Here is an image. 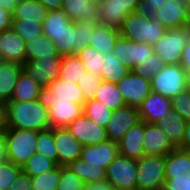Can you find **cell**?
I'll return each instance as SVG.
<instances>
[{"mask_svg":"<svg viewBox=\"0 0 190 190\" xmlns=\"http://www.w3.org/2000/svg\"><path fill=\"white\" fill-rule=\"evenodd\" d=\"M26 61L35 60L40 57H62L51 39L46 36H37L25 42Z\"/></svg>","mask_w":190,"mask_h":190,"instance_id":"f1b7e54d","label":"cell"},{"mask_svg":"<svg viewBox=\"0 0 190 190\" xmlns=\"http://www.w3.org/2000/svg\"><path fill=\"white\" fill-rule=\"evenodd\" d=\"M93 23L73 22L65 25L60 32H43L55 45L61 56L74 55L90 45Z\"/></svg>","mask_w":190,"mask_h":190,"instance_id":"3957f363","label":"cell"},{"mask_svg":"<svg viewBox=\"0 0 190 190\" xmlns=\"http://www.w3.org/2000/svg\"><path fill=\"white\" fill-rule=\"evenodd\" d=\"M7 128L43 131L51 128L48 109L39 100L9 101Z\"/></svg>","mask_w":190,"mask_h":190,"instance_id":"7a4b0ae2","label":"cell"},{"mask_svg":"<svg viewBox=\"0 0 190 190\" xmlns=\"http://www.w3.org/2000/svg\"><path fill=\"white\" fill-rule=\"evenodd\" d=\"M49 11L62 10L63 0H38Z\"/></svg>","mask_w":190,"mask_h":190,"instance_id":"6f0895ef","label":"cell"},{"mask_svg":"<svg viewBox=\"0 0 190 190\" xmlns=\"http://www.w3.org/2000/svg\"><path fill=\"white\" fill-rule=\"evenodd\" d=\"M49 10L38 0L18 2L12 13V19L43 23Z\"/></svg>","mask_w":190,"mask_h":190,"instance_id":"83f0119b","label":"cell"},{"mask_svg":"<svg viewBox=\"0 0 190 190\" xmlns=\"http://www.w3.org/2000/svg\"><path fill=\"white\" fill-rule=\"evenodd\" d=\"M103 65L101 78L104 81L119 82L130 71L114 54L109 51L103 54Z\"/></svg>","mask_w":190,"mask_h":190,"instance_id":"d6a6232c","label":"cell"},{"mask_svg":"<svg viewBox=\"0 0 190 190\" xmlns=\"http://www.w3.org/2000/svg\"><path fill=\"white\" fill-rule=\"evenodd\" d=\"M9 190H33L31 176L22 171Z\"/></svg>","mask_w":190,"mask_h":190,"instance_id":"681fc988","label":"cell"},{"mask_svg":"<svg viewBox=\"0 0 190 190\" xmlns=\"http://www.w3.org/2000/svg\"><path fill=\"white\" fill-rule=\"evenodd\" d=\"M116 84L126 105L131 107L138 108L152 92L151 81L135 74L132 70Z\"/></svg>","mask_w":190,"mask_h":190,"instance_id":"7c38bea8","label":"cell"},{"mask_svg":"<svg viewBox=\"0 0 190 190\" xmlns=\"http://www.w3.org/2000/svg\"><path fill=\"white\" fill-rule=\"evenodd\" d=\"M61 178V165L37 176H31L33 190H57Z\"/></svg>","mask_w":190,"mask_h":190,"instance_id":"74e56055","label":"cell"},{"mask_svg":"<svg viewBox=\"0 0 190 190\" xmlns=\"http://www.w3.org/2000/svg\"><path fill=\"white\" fill-rule=\"evenodd\" d=\"M41 88L42 87L23 70L14 87L10 101L22 102L37 100Z\"/></svg>","mask_w":190,"mask_h":190,"instance_id":"f546056e","label":"cell"},{"mask_svg":"<svg viewBox=\"0 0 190 190\" xmlns=\"http://www.w3.org/2000/svg\"><path fill=\"white\" fill-rule=\"evenodd\" d=\"M140 122L137 107L124 106L113 111L106 127L107 138L118 143L126 132Z\"/></svg>","mask_w":190,"mask_h":190,"instance_id":"2e32d148","label":"cell"},{"mask_svg":"<svg viewBox=\"0 0 190 190\" xmlns=\"http://www.w3.org/2000/svg\"><path fill=\"white\" fill-rule=\"evenodd\" d=\"M22 172V167L6 161L0 164V190H9Z\"/></svg>","mask_w":190,"mask_h":190,"instance_id":"ee69618b","label":"cell"},{"mask_svg":"<svg viewBox=\"0 0 190 190\" xmlns=\"http://www.w3.org/2000/svg\"><path fill=\"white\" fill-rule=\"evenodd\" d=\"M155 17L166 29L189 26L190 7L182 0H166L161 7L156 9Z\"/></svg>","mask_w":190,"mask_h":190,"instance_id":"9a60e30c","label":"cell"},{"mask_svg":"<svg viewBox=\"0 0 190 190\" xmlns=\"http://www.w3.org/2000/svg\"><path fill=\"white\" fill-rule=\"evenodd\" d=\"M164 67L165 63L157 54L154 53L146 61L135 65L132 71L144 79L151 81L152 78Z\"/></svg>","mask_w":190,"mask_h":190,"instance_id":"60d3db41","label":"cell"},{"mask_svg":"<svg viewBox=\"0 0 190 190\" xmlns=\"http://www.w3.org/2000/svg\"><path fill=\"white\" fill-rule=\"evenodd\" d=\"M165 156L144 155L137 160V190H163Z\"/></svg>","mask_w":190,"mask_h":190,"instance_id":"52a82bcc","label":"cell"},{"mask_svg":"<svg viewBox=\"0 0 190 190\" xmlns=\"http://www.w3.org/2000/svg\"><path fill=\"white\" fill-rule=\"evenodd\" d=\"M151 90L167 98L187 90L185 70L180 64L165 65L151 80Z\"/></svg>","mask_w":190,"mask_h":190,"instance_id":"ba28073f","label":"cell"},{"mask_svg":"<svg viewBox=\"0 0 190 190\" xmlns=\"http://www.w3.org/2000/svg\"><path fill=\"white\" fill-rule=\"evenodd\" d=\"M180 65L184 70H190V39L182 51Z\"/></svg>","mask_w":190,"mask_h":190,"instance_id":"f5cc1de1","label":"cell"},{"mask_svg":"<svg viewBox=\"0 0 190 190\" xmlns=\"http://www.w3.org/2000/svg\"><path fill=\"white\" fill-rule=\"evenodd\" d=\"M166 30L158 18H148L138 11L128 14L119 28L121 37L149 45L155 44L165 34Z\"/></svg>","mask_w":190,"mask_h":190,"instance_id":"277c9868","label":"cell"},{"mask_svg":"<svg viewBox=\"0 0 190 190\" xmlns=\"http://www.w3.org/2000/svg\"><path fill=\"white\" fill-rule=\"evenodd\" d=\"M83 113L93 122L106 128L113 111L99 100L93 98L84 103Z\"/></svg>","mask_w":190,"mask_h":190,"instance_id":"e575fe53","label":"cell"},{"mask_svg":"<svg viewBox=\"0 0 190 190\" xmlns=\"http://www.w3.org/2000/svg\"><path fill=\"white\" fill-rule=\"evenodd\" d=\"M178 148L190 151V120L186 122L183 139Z\"/></svg>","mask_w":190,"mask_h":190,"instance_id":"9f6ffc18","label":"cell"},{"mask_svg":"<svg viewBox=\"0 0 190 190\" xmlns=\"http://www.w3.org/2000/svg\"><path fill=\"white\" fill-rule=\"evenodd\" d=\"M96 5H98L99 7L107 0H92Z\"/></svg>","mask_w":190,"mask_h":190,"instance_id":"94428289","label":"cell"},{"mask_svg":"<svg viewBox=\"0 0 190 190\" xmlns=\"http://www.w3.org/2000/svg\"><path fill=\"white\" fill-rule=\"evenodd\" d=\"M163 190H190V174L174 177V180H165Z\"/></svg>","mask_w":190,"mask_h":190,"instance_id":"7dc6e473","label":"cell"},{"mask_svg":"<svg viewBox=\"0 0 190 190\" xmlns=\"http://www.w3.org/2000/svg\"><path fill=\"white\" fill-rule=\"evenodd\" d=\"M144 122L140 121L131 127L118 142L119 154L139 160L145 155L143 147Z\"/></svg>","mask_w":190,"mask_h":190,"instance_id":"603a6c76","label":"cell"},{"mask_svg":"<svg viewBox=\"0 0 190 190\" xmlns=\"http://www.w3.org/2000/svg\"><path fill=\"white\" fill-rule=\"evenodd\" d=\"M18 3L17 0H0V6L8 11L13 13L15 5Z\"/></svg>","mask_w":190,"mask_h":190,"instance_id":"680465c9","label":"cell"},{"mask_svg":"<svg viewBox=\"0 0 190 190\" xmlns=\"http://www.w3.org/2000/svg\"><path fill=\"white\" fill-rule=\"evenodd\" d=\"M54 142L58 153V165L67 166L80 158L83 144L66 127L54 128Z\"/></svg>","mask_w":190,"mask_h":190,"instance_id":"e0dca14e","label":"cell"},{"mask_svg":"<svg viewBox=\"0 0 190 190\" xmlns=\"http://www.w3.org/2000/svg\"><path fill=\"white\" fill-rule=\"evenodd\" d=\"M57 164L46 156L36 153L22 166V171L30 176H37L55 168Z\"/></svg>","mask_w":190,"mask_h":190,"instance_id":"ab89813d","label":"cell"},{"mask_svg":"<svg viewBox=\"0 0 190 190\" xmlns=\"http://www.w3.org/2000/svg\"><path fill=\"white\" fill-rule=\"evenodd\" d=\"M102 80L103 79L101 78V76L97 74L84 72L83 78L81 79V81L77 82V85L82 91L85 102L94 98L95 93L101 85Z\"/></svg>","mask_w":190,"mask_h":190,"instance_id":"7bdbcfd3","label":"cell"},{"mask_svg":"<svg viewBox=\"0 0 190 190\" xmlns=\"http://www.w3.org/2000/svg\"><path fill=\"white\" fill-rule=\"evenodd\" d=\"M118 155V143L108 139L97 145L83 146L80 157L85 162L107 169Z\"/></svg>","mask_w":190,"mask_h":190,"instance_id":"d6986e66","label":"cell"},{"mask_svg":"<svg viewBox=\"0 0 190 190\" xmlns=\"http://www.w3.org/2000/svg\"><path fill=\"white\" fill-rule=\"evenodd\" d=\"M18 2L30 1V0H17Z\"/></svg>","mask_w":190,"mask_h":190,"instance_id":"be15d7a7","label":"cell"},{"mask_svg":"<svg viewBox=\"0 0 190 190\" xmlns=\"http://www.w3.org/2000/svg\"><path fill=\"white\" fill-rule=\"evenodd\" d=\"M172 108L171 99L152 91L138 107L140 121L155 124Z\"/></svg>","mask_w":190,"mask_h":190,"instance_id":"ffe728a7","label":"cell"},{"mask_svg":"<svg viewBox=\"0 0 190 190\" xmlns=\"http://www.w3.org/2000/svg\"><path fill=\"white\" fill-rule=\"evenodd\" d=\"M12 23V13L4 10L0 6V33L3 32L5 29L11 27Z\"/></svg>","mask_w":190,"mask_h":190,"instance_id":"f907efd6","label":"cell"},{"mask_svg":"<svg viewBox=\"0 0 190 190\" xmlns=\"http://www.w3.org/2000/svg\"><path fill=\"white\" fill-rule=\"evenodd\" d=\"M190 174V151L174 148L165 156V180Z\"/></svg>","mask_w":190,"mask_h":190,"instance_id":"484cf974","label":"cell"},{"mask_svg":"<svg viewBox=\"0 0 190 190\" xmlns=\"http://www.w3.org/2000/svg\"><path fill=\"white\" fill-rule=\"evenodd\" d=\"M76 55L82 61L87 72L102 75L103 54L91 45H87L84 49L79 51Z\"/></svg>","mask_w":190,"mask_h":190,"instance_id":"8d00e7d4","label":"cell"},{"mask_svg":"<svg viewBox=\"0 0 190 190\" xmlns=\"http://www.w3.org/2000/svg\"><path fill=\"white\" fill-rule=\"evenodd\" d=\"M190 39V28L167 29L165 34L153 44V51L165 65L180 64L182 51Z\"/></svg>","mask_w":190,"mask_h":190,"instance_id":"8992f818","label":"cell"},{"mask_svg":"<svg viewBox=\"0 0 190 190\" xmlns=\"http://www.w3.org/2000/svg\"><path fill=\"white\" fill-rule=\"evenodd\" d=\"M186 122L180 114L171 108L168 114L164 115L155 124L161 127L172 145L177 148L181 145Z\"/></svg>","mask_w":190,"mask_h":190,"instance_id":"d4e9b609","label":"cell"},{"mask_svg":"<svg viewBox=\"0 0 190 190\" xmlns=\"http://www.w3.org/2000/svg\"><path fill=\"white\" fill-rule=\"evenodd\" d=\"M120 31L118 28L93 23L90 45L102 54L113 51Z\"/></svg>","mask_w":190,"mask_h":190,"instance_id":"4316f807","label":"cell"},{"mask_svg":"<svg viewBox=\"0 0 190 190\" xmlns=\"http://www.w3.org/2000/svg\"><path fill=\"white\" fill-rule=\"evenodd\" d=\"M185 80L187 90H190V70H185Z\"/></svg>","mask_w":190,"mask_h":190,"instance_id":"91938a15","label":"cell"},{"mask_svg":"<svg viewBox=\"0 0 190 190\" xmlns=\"http://www.w3.org/2000/svg\"><path fill=\"white\" fill-rule=\"evenodd\" d=\"M171 106L184 120H190V90H185L171 99Z\"/></svg>","mask_w":190,"mask_h":190,"instance_id":"bcb514c9","label":"cell"},{"mask_svg":"<svg viewBox=\"0 0 190 190\" xmlns=\"http://www.w3.org/2000/svg\"><path fill=\"white\" fill-rule=\"evenodd\" d=\"M36 152L46 156L58 165V153L54 142V128L38 131Z\"/></svg>","mask_w":190,"mask_h":190,"instance_id":"d590c367","label":"cell"},{"mask_svg":"<svg viewBox=\"0 0 190 190\" xmlns=\"http://www.w3.org/2000/svg\"><path fill=\"white\" fill-rule=\"evenodd\" d=\"M61 59L62 57H40L25 61L23 67L27 74L44 88L60 77Z\"/></svg>","mask_w":190,"mask_h":190,"instance_id":"4fadbf2b","label":"cell"},{"mask_svg":"<svg viewBox=\"0 0 190 190\" xmlns=\"http://www.w3.org/2000/svg\"><path fill=\"white\" fill-rule=\"evenodd\" d=\"M143 147L145 155L166 156L175 147L156 124L144 122Z\"/></svg>","mask_w":190,"mask_h":190,"instance_id":"44dd1931","label":"cell"},{"mask_svg":"<svg viewBox=\"0 0 190 190\" xmlns=\"http://www.w3.org/2000/svg\"><path fill=\"white\" fill-rule=\"evenodd\" d=\"M67 167L80 177L85 184L106 180L105 168L85 162L81 157L71 162Z\"/></svg>","mask_w":190,"mask_h":190,"instance_id":"1f68e13d","label":"cell"},{"mask_svg":"<svg viewBox=\"0 0 190 190\" xmlns=\"http://www.w3.org/2000/svg\"><path fill=\"white\" fill-rule=\"evenodd\" d=\"M85 190H115L107 180L85 184Z\"/></svg>","mask_w":190,"mask_h":190,"instance_id":"816d5d0a","label":"cell"},{"mask_svg":"<svg viewBox=\"0 0 190 190\" xmlns=\"http://www.w3.org/2000/svg\"><path fill=\"white\" fill-rule=\"evenodd\" d=\"M94 99L99 100L112 111L126 106L124 98L120 93L117 84L102 80L101 85L95 93Z\"/></svg>","mask_w":190,"mask_h":190,"instance_id":"4dcf8cb0","label":"cell"},{"mask_svg":"<svg viewBox=\"0 0 190 190\" xmlns=\"http://www.w3.org/2000/svg\"><path fill=\"white\" fill-rule=\"evenodd\" d=\"M165 1L166 0H141L137 11L148 18L155 17L156 9L161 7Z\"/></svg>","mask_w":190,"mask_h":190,"instance_id":"c3c4849f","label":"cell"},{"mask_svg":"<svg viewBox=\"0 0 190 190\" xmlns=\"http://www.w3.org/2000/svg\"><path fill=\"white\" fill-rule=\"evenodd\" d=\"M106 180L115 190H137V160L119 154L106 169Z\"/></svg>","mask_w":190,"mask_h":190,"instance_id":"9c48e42d","label":"cell"},{"mask_svg":"<svg viewBox=\"0 0 190 190\" xmlns=\"http://www.w3.org/2000/svg\"><path fill=\"white\" fill-rule=\"evenodd\" d=\"M141 0H107L99 7L98 24L120 28L130 13L137 12Z\"/></svg>","mask_w":190,"mask_h":190,"instance_id":"30bf717a","label":"cell"},{"mask_svg":"<svg viewBox=\"0 0 190 190\" xmlns=\"http://www.w3.org/2000/svg\"><path fill=\"white\" fill-rule=\"evenodd\" d=\"M38 100L48 109L51 128L67 127L83 114L85 101L80 87L60 77L40 89Z\"/></svg>","mask_w":190,"mask_h":190,"instance_id":"6da1fadb","label":"cell"},{"mask_svg":"<svg viewBox=\"0 0 190 190\" xmlns=\"http://www.w3.org/2000/svg\"><path fill=\"white\" fill-rule=\"evenodd\" d=\"M0 60L24 65L26 61L25 41L12 27L0 33Z\"/></svg>","mask_w":190,"mask_h":190,"instance_id":"ac0fdd59","label":"cell"},{"mask_svg":"<svg viewBox=\"0 0 190 190\" xmlns=\"http://www.w3.org/2000/svg\"><path fill=\"white\" fill-rule=\"evenodd\" d=\"M85 183L67 166H61V178L57 190H84Z\"/></svg>","mask_w":190,"mask_h":190,"instance_id":"f6af8a7d","label":"cell"},{"mask_svg":"<svg viewBox=\"0 0 190 190\" xmlns=\"http://www.w3.org/2000/svg\"><path fill=\"white\" fill-rule=\"evenodd\" d=\"M4 137L7 146V158L11 163L23 166L36 154L38 131L6 128Z\"/></svg>","mask_w":190,"mask_h":190,"instance_id":"5b68a950","label":"cell"},{"mask_svg":"<svg viewBox=\"0 0 190 190\" xmlns=\"http://www.w3.org/2000/svg\"><path fill=\"white\" fill-rule=\"evenodd\" d=\"M70 21L63 10L49 11L42 23L43 32H60Z\"/></svg>","mask_w":190,"mask_h":190,"instance_id":"b9f144b4","label":"cell"},{"mask_svg":"<svg viewBox=\"0 0 190 190\" xmlns=\"http://www.w3.org/2000/svg\"><path fill=\"white\" fill-rule=\"evenodd\" d=\"M6 129H0V164L5 163L8 161L7 158V146L4 137V131Z\"/></svg>","mask_w":190,"mask_h":190,"instance_id":"db71d44e","label":"cell"},{"mask_svg":"<svg viewBox=\"0 0 190 190\" xmlns=\"http://www.w3.org/2000/svg\"><path fill=\"white\" fill-rule=\"evenodd\" d=\"M11 27L23 41L27 42L29 39L37 38V36H44L42 23L30 22L24 19H12Z\"/></svg>","mask_w":190,"mask_h":190,"instance_id":"f35d334b","label":"cell"},{"mask_svg":"<svg viewBox=\"0 0 190 190\" xmlns=\"http://www.w3.org/2000/svg\"><path fill=\"white\" fill-rule=\"evenodd\" d=\"M8 123L7 102L0 101V129H6Z\"/></svg>","mask_w":190,"mask_h":190,"instance_id":"11a10c76","label":"cell"},{"mask_svg":"<svg viewBox=\"0 0 190 190\" xmlns=\"http://www.w3.org/2000/svg\"><path fill=\"white\" fill-rule=\"evenodd\" d=\"M62 10L73 22L97 23L99 6L92 0H63Z\"/></svg>","mask_w":190,"mask_h":190,"instance_id":"7402d4cb","label":"cell"},{"mask_svg":"<svg viewBox=\"0 0 190 190\" xmlns=\"http://www.w3.org/2000/svg\"><path fill=\"white\" fill-rule=\"evenodd\" d=\"M66 129L81 143L83 146L97 145L108 140L106 128L98 125L89 119L84 113L72 121Z\"/></svg>","mask_w":190,"mask_h":190,"instance_id":"5bb4252c","label":"cell"},{"mask_svg":"<svg viewBox=\"0 0 190 190\" xmlns=\"http://www.w3.org/2000/svg\"><path fill=\"white\" fill-rule=\"evenodd\" d=\"M183 1V3H185V4H189L190 3V0H182Z\"/></svg>","mask_w":190,"mask_h":190,"instance_id":"6125c7cd","label":"cell"},{"mask_svg":"<svg viewBox=\"0 0 190 190\" xmlns=\"http://www.w3.org/2000/svg\"><path fill=\"white\" fill-rule=\"evenodd\" d=\"M23 65L11 61L0 60V101L9 102L18 81Z\"/></svg>","mask_w":190,"mask_h":190,"instance_id":"cb8c5ba5","label":"cell"},{"mask_svg":"<svg viewBox=\"0 0 190 190\" xmlns=\"http://www.w3.org/2000/svg\"><path fill=\"white\" fill-rule=\"evenodd\" d=\"M113 52L129 70L154 54L152 45L143 42L137 43L121 36L116 40Z\"/></svg>","mask_w":190,"mask_h":190,"instance_id":"8fae6325","label":"cell"},{"mask_svg":"<svg viewBox=\"0 0 190 190\" xmlns=\"http://www.w3.org/2000/svg\"><path fill=\"white\" fill-rule=\"evenodd\" d=\"M87 72L78 55L62 56L60 78L67 83L77 84Z\"/></svg>","mask_w":190,"mask_h":190,"instance_id":"836d02e7","label":"cell"}]
</instances>
